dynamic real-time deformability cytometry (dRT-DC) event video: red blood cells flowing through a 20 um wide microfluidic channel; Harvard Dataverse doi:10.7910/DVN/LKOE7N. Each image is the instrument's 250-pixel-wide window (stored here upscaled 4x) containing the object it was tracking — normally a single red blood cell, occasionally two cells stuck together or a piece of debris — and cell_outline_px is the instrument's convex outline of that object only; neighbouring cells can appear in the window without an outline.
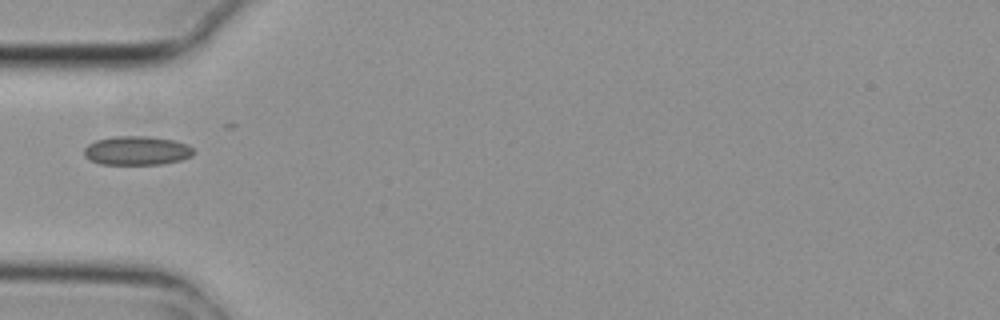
{"species": "common noctule bat (a hibernating species)", "species_latin": "Nyctalus noctula", "temperature_condition": "cold", "stored_images_in_passage": 5, "camera_frame_rate_fps": 3000, "um_per_image_px": 0.085, "animal": {"sex": "female", "body_mass_g": 29.2, "forearm_length_mm": 56.3}, "frame": {"image": 1, "passage_image": 3, "time_ms": 0.667, "image_size_px": [1000, 320], "cell_outline_px": [[196, 152], [192, 156], [180, 160], [160, 164], [100, 164], [84, 156], [84, 148], [88, 144], [96, 140], [112, 136], [148, 136], [172, 140], [188, 144]], "centroid_in_image_um": [11.63, 12.79], "position_along_channel_um": 73.4, "area_um2": 18.5}}
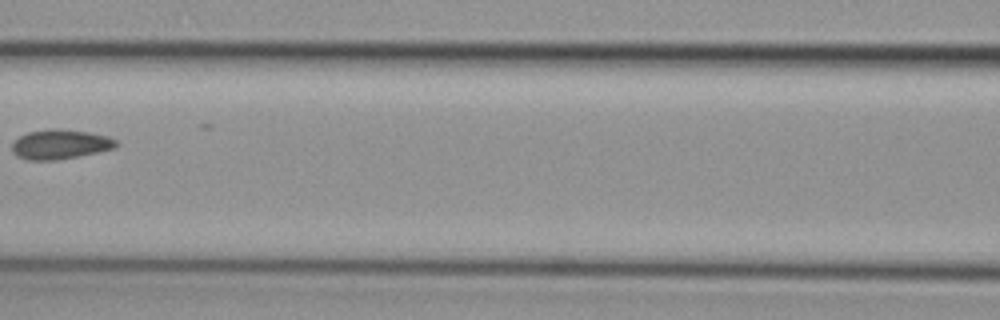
{"frame": {"image": 2, "passage_image": 5, "time_ms": 1.333, "image_size_px": [1000, 320], "cell_outline_px": [[120, 144], [116, 148], [100, 152], [80, 156], [56, 160], [28, 160], [16, 156], [12, 152], [12, 144], [20, 136], [28, 132], [48, 128], [56, 128], [88, 132], [108, 136], [116, 140]], "centroid_in_image_um": [5.14, 12.27], "position_along_channel_um": 161.5, "area_um2": 18.21}}